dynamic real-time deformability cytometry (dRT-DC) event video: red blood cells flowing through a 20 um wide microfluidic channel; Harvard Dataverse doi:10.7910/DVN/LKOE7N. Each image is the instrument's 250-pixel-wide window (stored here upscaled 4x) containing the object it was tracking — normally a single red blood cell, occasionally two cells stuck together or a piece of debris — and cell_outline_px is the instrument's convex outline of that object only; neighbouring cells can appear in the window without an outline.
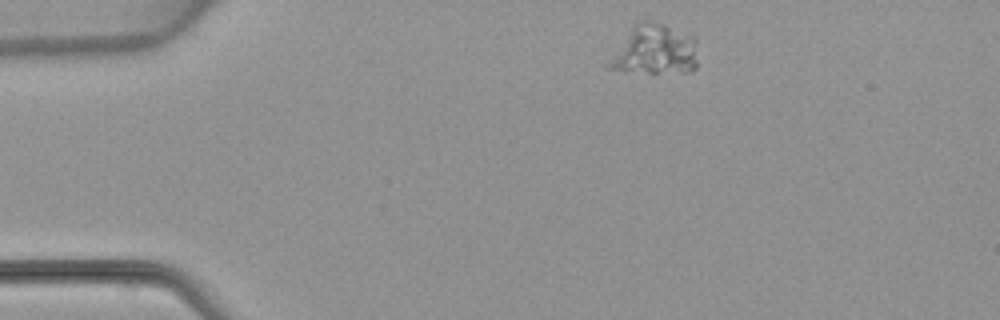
{"species": "common noctule bat (a hibernating species)", "species_latin": "Nyctalus noctula", "temperature_condition": "warm", "stored_images_in_passage": 2, "camera_frame_rate_fps": 3000, "um_per_image_px": 0.085, "animal": {"sex": "female", "body_mass_g": 22.7, "forearm_length_mm": 54.2}, "frame": {"image": 1, "passage_image": 1, "time_ms": 0.0, "image_size_px": [1000, 320], "cell_outline_px": [[696, 68], [692, 72], [648, 72], [604, 68], [604, 64], [632, 28], [636, 24], [644, 20], [652, 20], [664, 24], [692, 36], [696, 40]], "centroid_in_image_um": [55.65, 4.25], "position_along_channel_um": 29.4, "area_um2": 25.61}}
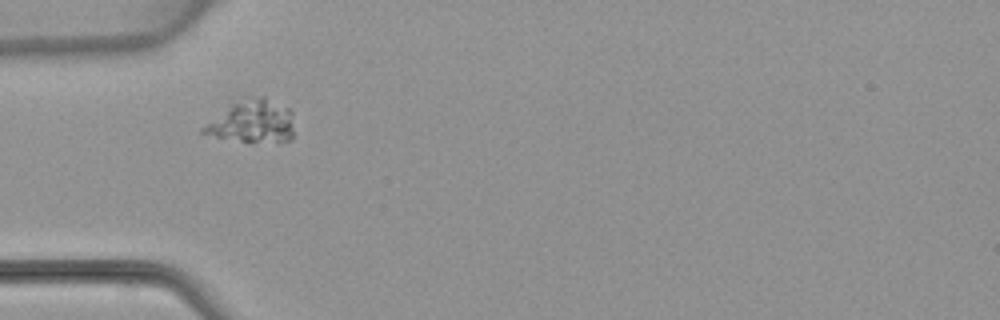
{"frame": {"image": 2, "passage_image": 2, "time_ms": 2.333, "image_size_px": [1000, 320], "cell_outline_px": [[292, 136], [288, 140], [240, 140], [216, 136], [200, 132], [200, 128], [232, 104], [260, 96], [264, 96], [288, 108], [292, 112]], "centroid_in_image_um": [21.45, 10.31], "position_along_channel_um": 63.5, "area_um2": 21.27}}